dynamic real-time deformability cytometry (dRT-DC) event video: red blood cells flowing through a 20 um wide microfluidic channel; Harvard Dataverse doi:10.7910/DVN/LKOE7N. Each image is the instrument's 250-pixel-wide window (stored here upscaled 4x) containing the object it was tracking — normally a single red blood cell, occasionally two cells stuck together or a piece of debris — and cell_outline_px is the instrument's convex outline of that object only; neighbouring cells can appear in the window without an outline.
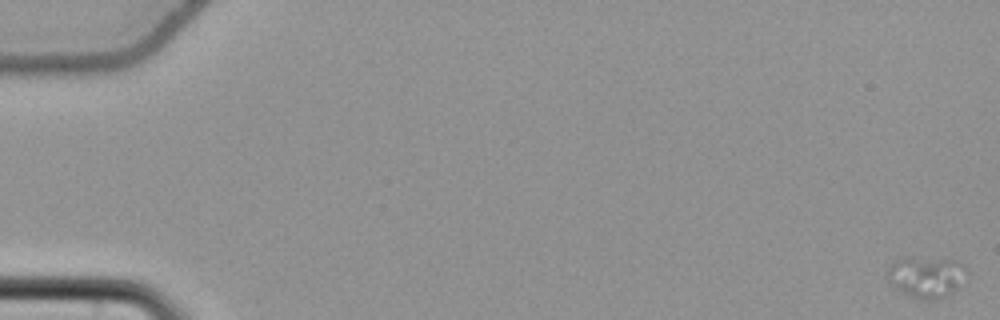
{"species": "common noctule bat (a hibernating species)", "species_latin": "Nyctalus noctula", "temperature_condition": "cold", "stored_images_in_passage": 20, "camera_frame_rate_fps": 3000, "um_per_image_px": 0.085, "animal": {"sex": "female", "body_mass_g": 22.7, "forearm_length_mm": 54.2}, "frame": {"image": 1, "passage_image": 1, "time_ms": 0.0, "image_size_px": [1000, 320], "cell_outline_px": [[968, 272], [956, 288], [952, 292], [936, 300], [916, 300], [896, 288], [888, 276], [888, 268], [892, 260], [904, 256], [956, 260], [964, 264], [968, 268]], "centroid_in_image_um": [78.74, 23.51], "position_along_channel_um": 6.3, "area_um2": 19.25}}
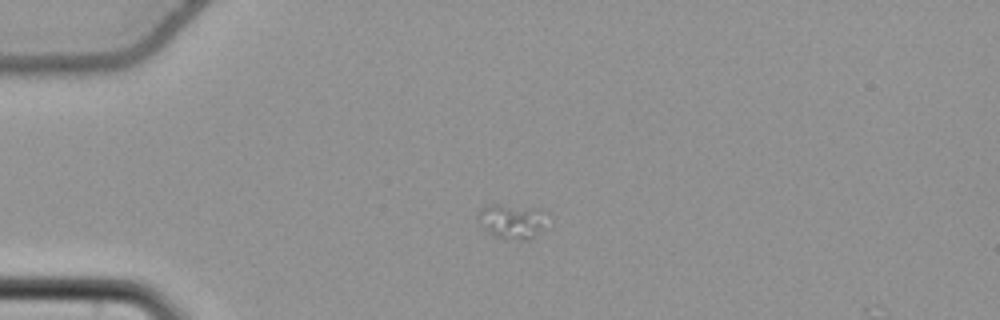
{"frame": {"image": 2, "passage_image": 17, "time_ms": 5.333, "image_size_px": [1000, 320], "cell_outline_px": [[540, 228], [528, 240], [504, 240], [496, 236], [484, 228], [476, 220], [476, 216], [480, 208], [484, 204], [500, 204], [540, 208]], "centroid_in_image_um": [43.33, 18.78], "position_along_channel_um": 41.7, "area_um2": 13.53}}